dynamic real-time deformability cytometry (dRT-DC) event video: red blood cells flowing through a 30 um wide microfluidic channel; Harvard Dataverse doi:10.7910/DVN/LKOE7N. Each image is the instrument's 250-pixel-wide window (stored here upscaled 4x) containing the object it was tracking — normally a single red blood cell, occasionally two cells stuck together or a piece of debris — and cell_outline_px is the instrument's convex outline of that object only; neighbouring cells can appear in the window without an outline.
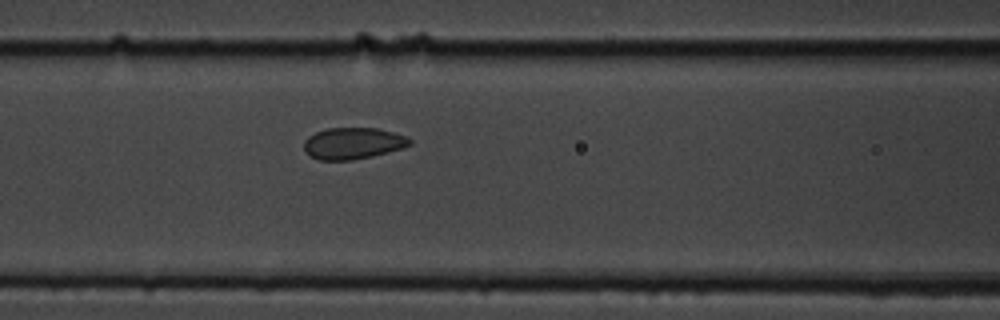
{"species": "common noctule bat (a hibernating species)", "species_latin": "Nyctalus noctula", "temperature_condition": "cold", "stored_images_in_passage": 6, "segment_of_instrument_passage": [1, 2], "camera_frame_rate_fps": 3000, "um_per_image_px": 0.085, "animal": {"sex": "male", "body_mass_g": 19.5, "forearm_length_mm": 54.6}, "frame": {"image": 1, "passage_image": 5, "time_ms": 5.333, "image_size_px": [1000, 320], "cell_outline_px": [[412, 144], [400, 148], [372, 156], [352, 160], [320, 160], [312, 156], [304, 148], [304, 140], [308, 136], [324, 128], [376, 128], [392, 132], [404, 136], [412, 140]], "centroid_in_image_um": [29.98, 12.17], "position_along_channel_um": 136.6, "area_um2": 19.19}}